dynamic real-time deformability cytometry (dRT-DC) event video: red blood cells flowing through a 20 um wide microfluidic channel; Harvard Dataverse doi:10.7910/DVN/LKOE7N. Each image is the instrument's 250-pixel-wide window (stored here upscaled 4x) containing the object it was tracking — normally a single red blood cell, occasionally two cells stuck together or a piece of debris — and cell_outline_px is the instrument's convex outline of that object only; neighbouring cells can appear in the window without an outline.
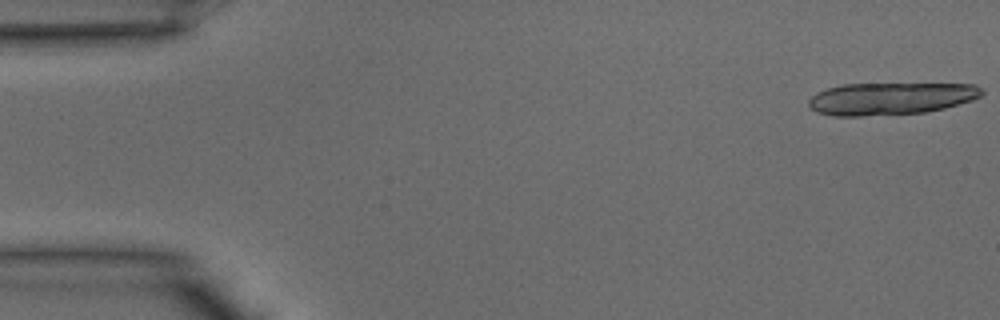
{"species": "common noctule bat (a hibernating species)", "species_latin": "Nyctalus noctula", "temperature_condition": "warm", "stored_images_in_passage": 13, "camera_frame_rate_fps": 3000, "um_per_image_px": 0.085, "animal": {"sex": "male", "body_mass_g": 15.6}, "frame": {"image": 1, "passage_image": 1, "time_ms": 0.0, "image_size_px": [1000, 320], "cell_outline_px": [[984, 92], [980, 96], [972, 100], [944, 108], [924, 112], [860, 116], [832, 116], [820, 112], [812, 108], [808, 104], [808, 100], [816, 92], [840, 84], [976, 84], [984, 88]], "centroid_in_image_um": [75.72, 8.37], "position_along_channel_um": 9.3, "area_um2": 32.48}}